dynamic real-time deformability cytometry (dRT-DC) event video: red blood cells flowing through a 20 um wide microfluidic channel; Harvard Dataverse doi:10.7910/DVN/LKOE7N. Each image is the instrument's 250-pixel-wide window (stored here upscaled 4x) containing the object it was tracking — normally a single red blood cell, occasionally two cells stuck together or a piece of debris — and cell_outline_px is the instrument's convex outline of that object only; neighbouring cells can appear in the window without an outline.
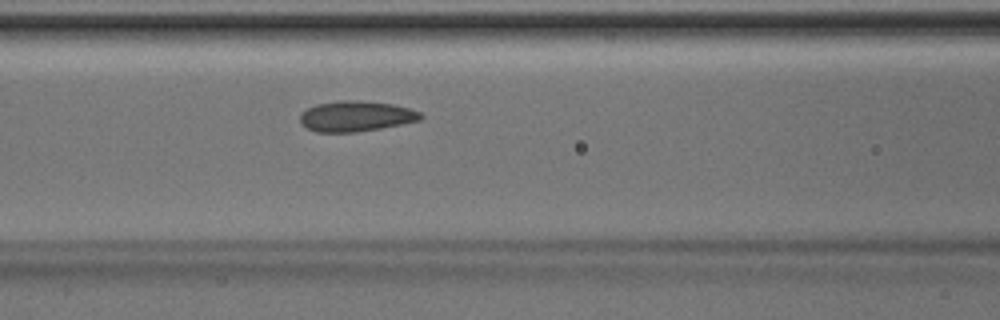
{"species": "Egyptian fruit bat (a non-hibernating species)", "species_latin": "Rousettus aegyptiacus", "temperature_condition": "room temperature", "stored_images_in_passage": 39, "camera_frame_rate_fps": 3000, "um_per_image_px": 0.085, "animal": {"sex": "male"}, "frame": {"image": 1, "passage_image": 17, "time_ms": 5.333, "image_size_px": [1000, 320], "cell_outline_px": [[424, 116], [420, 120], [380, 128], [356, 132], [316, 132], [308, 128], [300, 120], [300, 112], [316, 104], [340, 100], [360, 100], [392, 104], [408, 108], [420, 112]], "centroid_in_image_um": [30.25, 9.87], "position_along_channel_um": 136.4, "area_um2": 21.33}}
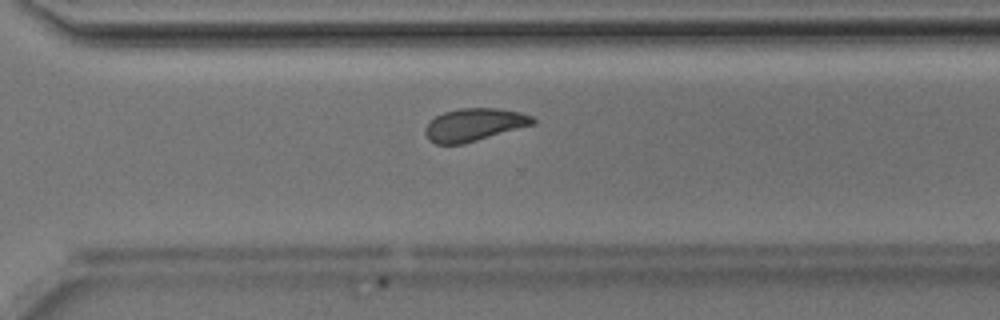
{"frame": {"image": 2, "passage_image": 31, "time_ms": 10.0, "image_size_px": [1000, 320], "cell_outline_px": [[536, 124], [464, 144], [436, 144], [428, 140], [424, 132], [424, 128], [436, 116], [444, 112], [460, 108], [496, 108], [520, 112], [532, 116], [536, 120]], "centroid_in_image_um": [40.32, 10.61], "position_along_channel_um": 330.3, "area_um2": 20.63}}
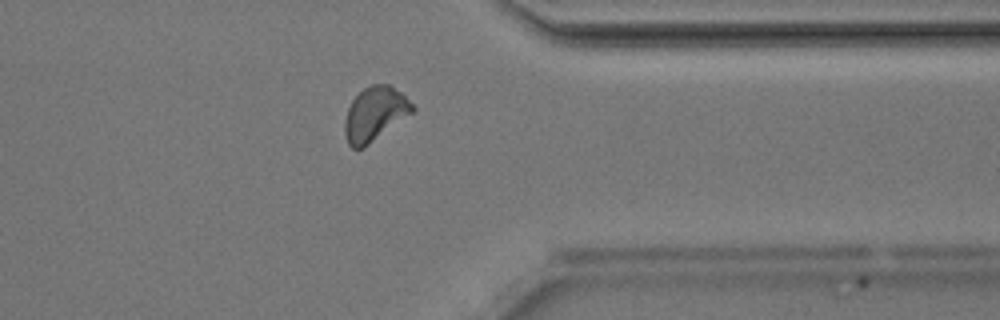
{"frame": {"image": 3, "passage_image": 35, "time_ms": 11.333, "image_size_px": [1000, 320], "cell_outline_px": [[416, 108], [412, 112], [364, 148], [352, 148], [348, 144], [344, 132], [344, 120], [348, 108], [352, 100], [364, 88], [372, 84], [388, 84], [400, 92]], "centroid_in_image_um": [31.83, 9.69], "position_along_channel_um": 379.6, "area_um2": 20.98}}